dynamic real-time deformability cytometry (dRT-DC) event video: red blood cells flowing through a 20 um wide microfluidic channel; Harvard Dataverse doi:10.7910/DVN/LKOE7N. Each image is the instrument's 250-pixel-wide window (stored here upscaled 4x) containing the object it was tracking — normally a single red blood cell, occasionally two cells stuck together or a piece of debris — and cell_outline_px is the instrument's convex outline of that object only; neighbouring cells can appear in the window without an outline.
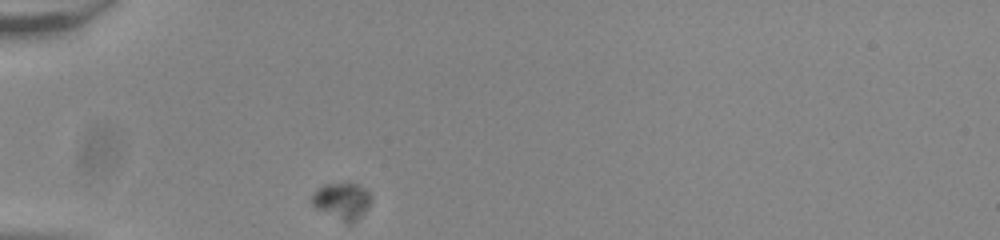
{"species": "common noctule bat (a hibernating species)", "species_latin": "Nyctalus noctula", "temperature_condition": "room temperature", "stored_images_in_passage": 37, "camera_frame_rate_fps": 3000, "um_per_image_px": 0.085, "animal": {"sex": "male", "body_mass_g": 20.0, "forearm_length_mm": 53.3}, "frame": {"image": 1, "passage_image": 1, "time_ms": 0.0, "image_size_px": [1000, 240], "cell_outline_px": [[372, 200], [368, 208], [356, 220], [348, 224], [316, 208], [312, 204], [312, 196], [324, 184], [348, 180], [364, 188], [372, 196]], "centroid_in_image_um": [29.11, 17.04], "position_along_channel_um": 55.9, "area_um2": 12.77}}
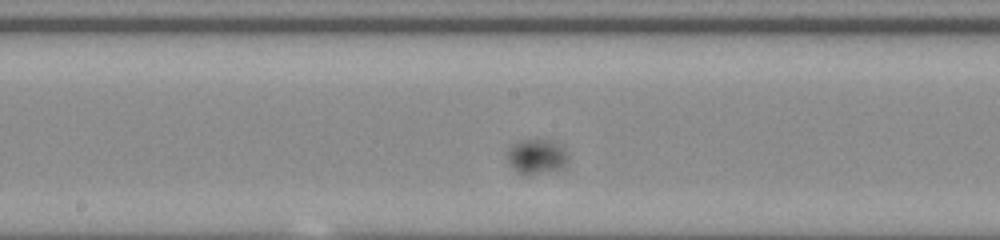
{"frame": {"image": 2, "passage_image": 16, "time_ms": 5.0, "image_size_px": [1000, 240], "cell_outline_px": [[568, 164], [564, 168], [528, 176], [516, 172], [512, 168], [508, 160], [508, 148], [512, 144], [520, 140], [548, 140], [556, 144], [568, 156]], "centroid_in_image_um": [45.58, 13.35], "position_along_channel_um": 202.6, "area_um2": 12.31}}
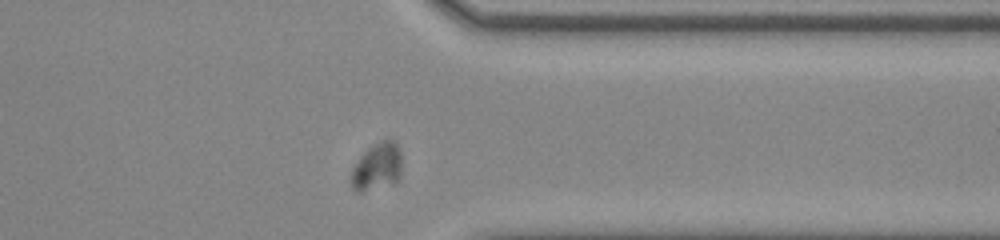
{"frame": {"image": 3, "passage_image": 32, "time_ms": 10.333, "image_size_px": [1000, 240], "cell_outline_px": [[400, 176], [396, 180], [360, 192], [356, 192], [352, 188], [352, 168], [360, 156], [368, 148], [384, 140], [392, 140], [396, 144], [400, 152]], "centroid_in_image_um": [32.02, 14.15], "position_along_channel_um": 379.4, "area_um2": 13.29}}